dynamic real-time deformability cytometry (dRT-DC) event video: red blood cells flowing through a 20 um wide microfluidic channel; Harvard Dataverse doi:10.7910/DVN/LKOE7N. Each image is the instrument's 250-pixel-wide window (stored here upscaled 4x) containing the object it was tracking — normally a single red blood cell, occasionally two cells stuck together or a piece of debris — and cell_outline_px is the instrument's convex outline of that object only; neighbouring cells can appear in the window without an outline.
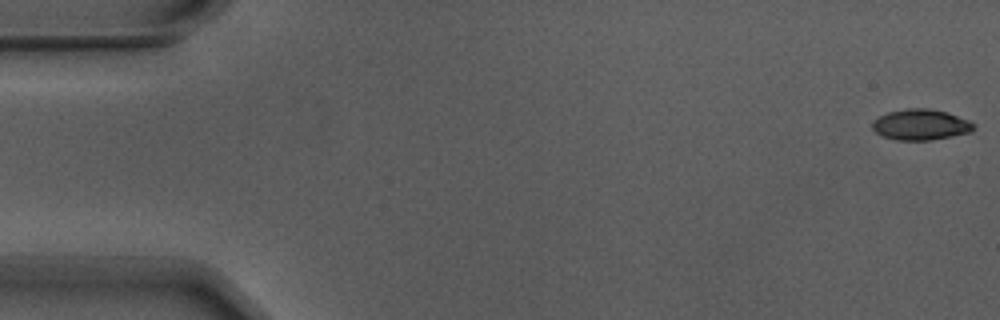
{"species": "Egyptian fruit bat (a non-hibernating species)", "species_latin": "Rousettus aegyptiacus", "temperature_condition": "warm", "stored_images_in_passage": 51, "camera_frame_rate_fps": 3000, "um_per_image_px": 0.085, "animal": {"sex": "male"}, "frame": {"image": 1, "passage_image": 1, "time_ms": 0.0, "image_size_px": [1000, 320], "cell_outline_px": [[976, 128], [972, 132], [932, 140], [896, 140], [884, 136], [876, 132], [872, 128], [872, 124], [880, 116], [888, 112], [904, 108], [928, 108], [948, 112], [968, 120], [976, 124]], "centroid_in_image_um": [78.31, 10.59], "position_along_channel_um": 6.7, "area_um2": 18.26}}
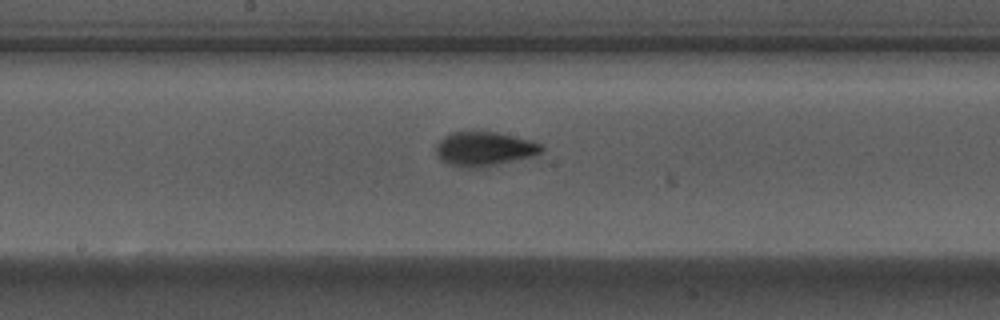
{"frame": {"image": 2, "passage_image": 29, "time_ms": 9.333, "image_size_px": [1000, 320], "cell_outline_px": [[544, 152], [532, 156], [480, 168], [468, 168], [448, 164], [440, 160], [436, 152], [436, 144], [444, 136], [452, 132], [496, 132], [532, 140], [544, 144]], "centroid_in_image_um": [41.19, 12.66], "position_along_channel_um": 207.0, "area_um2": 21.15}}
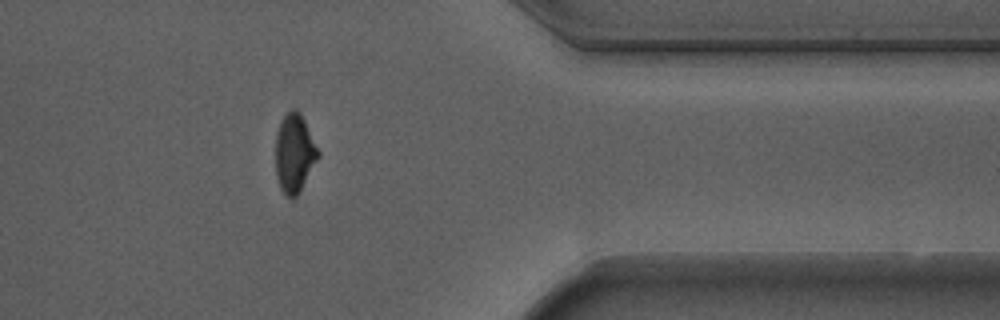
{"frame": {"image": 3, "passage_image": 45, "time_ms": 14.667, "image_size_px": [1000, 320], "cell_outline_px": [[320, 156], [300, 192], [292, 200], [280, 188], [276, 176], [276, 136], [280, 120], [292, 108], [296, 108], [300, 112], [320, 152]], "centroid_in_image_um": [25.03, 13.03], "position_along_channel_um": 386.4, "area_um2": 19.59}, "authors_computed_cell_mechanics": {"area_um2": 19.4208, "velocity_mm_per_s": 3.7183, "shape_relaxation_time_tau1_ms": 3.4876, "shape_relaxation_time_tau2_ms": 1.0841, "deformation_change_tau1": 0.1611, "deformation_change_tau2": 0.0562}}